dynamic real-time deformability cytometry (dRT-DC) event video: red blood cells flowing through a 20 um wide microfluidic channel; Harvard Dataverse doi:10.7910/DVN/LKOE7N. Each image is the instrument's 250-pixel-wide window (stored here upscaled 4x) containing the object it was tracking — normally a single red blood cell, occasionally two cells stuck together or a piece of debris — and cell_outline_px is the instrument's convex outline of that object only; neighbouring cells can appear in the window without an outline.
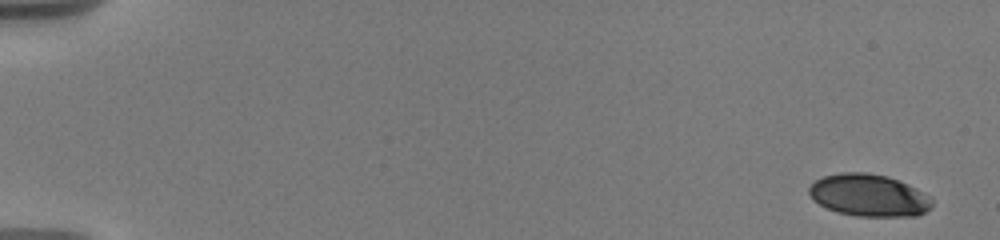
{"species": "human", "species_latin": "Homo sapiens", "temperature_condition": "warm", "stored_images_in_passage": 12, "camera_frame_rate_fps": 3000, "um_per_image_px": 0.085, "donor": {"sex": "male"}, "frame": {"image": 1, "passage_image": 1, "time_ms": 0.0, "image_size_px": [1000, 240], "cell_outline_px": [[932, 208], [916, 216], [856, 216], [836, 212], [812, 200], [808, 192], [808, 188], [816, 180], [824, 176], [840, 172], [868, 172], [888, 176], [908, 184], [932, 196]], "centroid_in_image_um": [73.87, 16.6], "position_along_channel_um": 11.1, "area_um2": 30.52}}
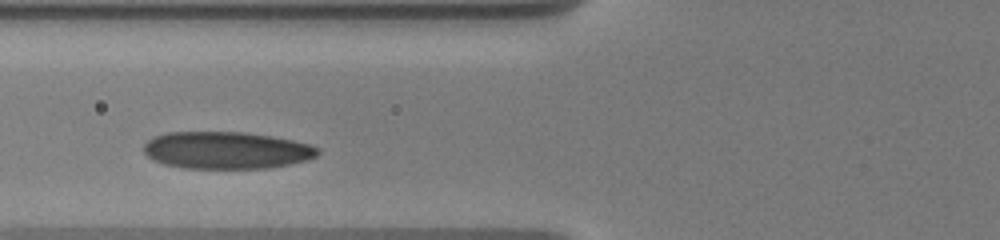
{"frame": {"image": 2, "passage_image": 9, "time_ms": 8.0, "image_size_px": [1000, 240], "cell_outline_px": [[320, 152], [316, 156], [308, 160], [292, 164], [268, 168], [180, 168], [164, 164], [152, 160], [144, 152], [144, 144], [152, 136], [168, 132], [244, 132], [272, 136], [292, 140], [308, 144], [320, 148]], "centroid_in_image_um": [19.24, 12.77], "position_along_channel_um": 106.6, "area_um2": 37.97}}
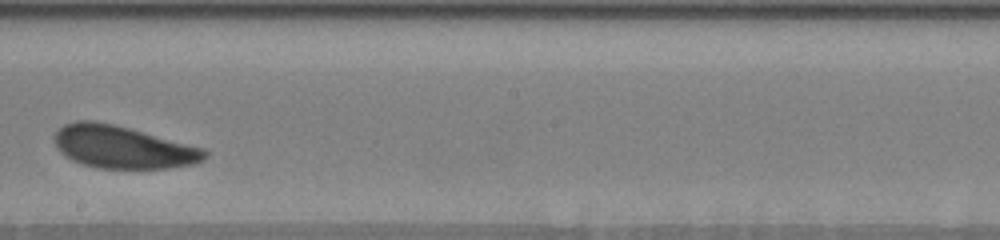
{"frame": {"image": 3, "passage_image": 12, "time_ms": 11.667, "image_size_px": [1000, 240], "cell_outline_px": [[208, 156], [204, 160], [192, 164], [168, 168], [96, 168], [72, 160], [64, 156], [56, 148], [52, 140], [52, 136], [64, 124], [76, 120], [92, 120], [112, 124], [128, 128], [204, 148], [208, 152]], "centroid_in_image_um": [10.39, 12.5], "position_along_channel_um": 237.8, "area_um2": 37.28}}